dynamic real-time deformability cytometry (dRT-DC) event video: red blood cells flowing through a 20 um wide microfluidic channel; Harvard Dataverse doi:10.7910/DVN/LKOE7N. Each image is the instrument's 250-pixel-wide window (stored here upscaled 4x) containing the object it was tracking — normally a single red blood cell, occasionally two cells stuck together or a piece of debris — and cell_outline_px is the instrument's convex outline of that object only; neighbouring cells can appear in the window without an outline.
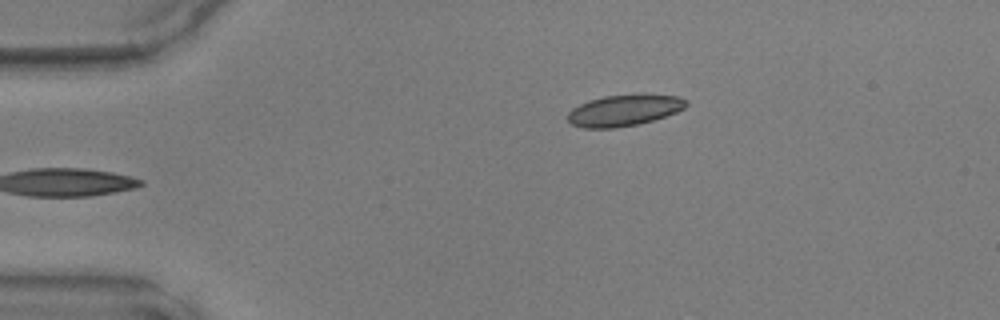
{"species": "common noctule bat (a hibernating species)", "species_latin": "Nyctalus noctula", "temperature_condition": "warm", "stored_images_in_passage": 21, "camera_frame_rate_fps": 3000, "um_per_image_px": 0.085, "animal": {"sex": "male", "body_mass_g": 17.9, "forearm_length_mm": 54.2}, "frame": {"image": 1, "passage_image": 1, "time_ms": 0.0, "image_size_px": [1000, 320], "cell_outline_px": [[688, 104], [684, 108], [676, 112], [652, 120], [636, 124], [616, 128], [584, 128], [572, 124], [568, 120], [568, 112], [572, 108], [588, 100], [604, 96], [644, 92], [680, 96], [688, 100]], "centroid_in_image_um": [53.09, 9.33], "position_along_channel_um": 31.9, "area_um2": 22.08}}
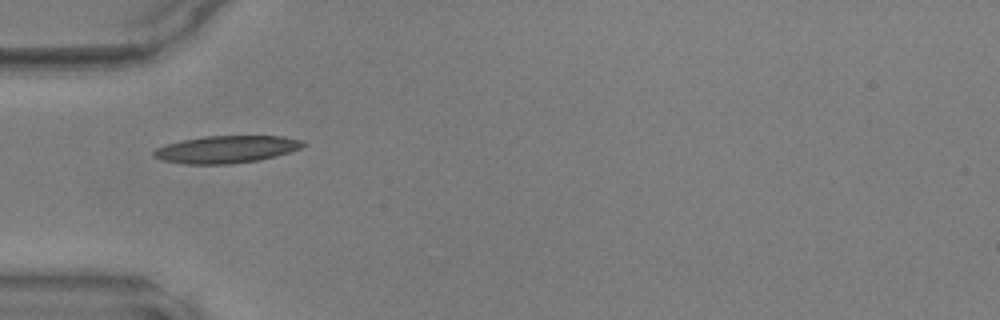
{"frame": {"image": 2, "passage_image": 7, "time_ms": 2.0, "image_size_px": [1000, 320], "cell_outline_px": [[304, 144], [300, 148], [288, 152], [256, 160], [228, 164], [184, 164], [160, 160], [152, 156], [152, 152], [156, 148], [164, 144], [204, 136], [284, 136], [304, 140]], "centroid_in_image_um": [19.17, 12.69], "position_along_channel_um": 65.8, "area_um2": 23.64}}
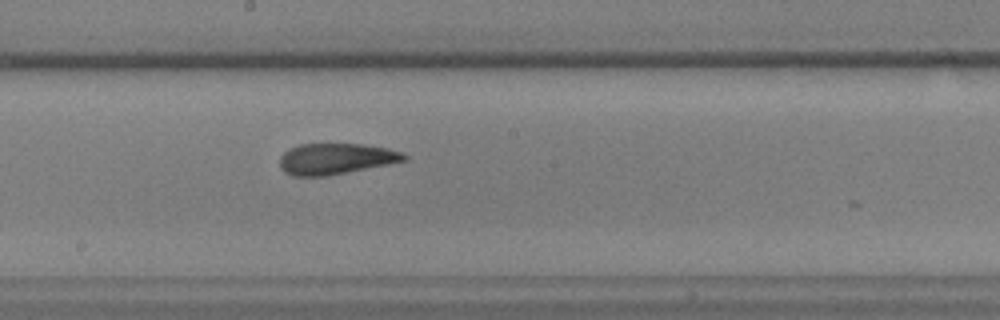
{"frame": {"image": 3, "passage_image": 18, "time_ms": 5.667, "image_size_px": [1000, 320], "cell_outline_px": [[408, 160], [328, 176], [292, 176], [284, 172], [280, 168], [280, 156], [288, 148], [300, 144], [364, 144], [388, 148], [404, 152], [408, 156]], "centroid_in_image_um": [28.55, 13.49], "position_along_channel_um": 219.7, "area_um2": 22.72}}